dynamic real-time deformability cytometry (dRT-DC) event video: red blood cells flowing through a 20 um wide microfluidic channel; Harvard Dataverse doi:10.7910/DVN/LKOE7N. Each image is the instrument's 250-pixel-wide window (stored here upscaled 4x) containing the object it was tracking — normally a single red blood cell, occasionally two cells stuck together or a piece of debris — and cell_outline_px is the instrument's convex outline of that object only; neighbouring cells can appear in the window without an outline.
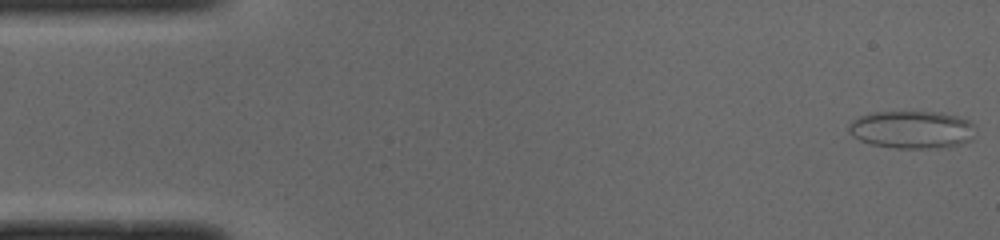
{"species": "common noctule bat (a hibernating species)", "species_latin": "Nyctalus noctula", "temperature_condition": "cold", "stored_images_in_passage": 49, "camera_frame_rate_fps": 3000, "um_per_image_px": 0.085, "animal": {"sex": "male", "body_mass_g": 19.0, "forearm_length_mm": 50.8}, "frame": {"image": 1, "passage_image": 1, "time_ms": 0.0, "image_size_px": [1000, 240], "cell_outline_px": [[976, 128], [972, 140], [948, 148], [896, 148], [872, 144], [860, 140], [848, 132], [848, 124], [860, 116], [872, 112], [940, 112], [956, 116], [968, 120]], "centroid_in_image_um": [77.54, 11.02], "position_along_channel_um": 7.5, "area_um2": 27.98}}
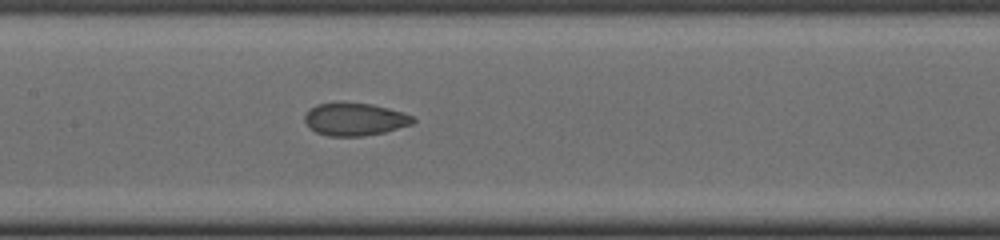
{"frame": {"image": 2, "passage_image": 23, "time_ms": 7.333, "image_size_px": [1000, 240], "cell_outline_px": [[416, 120], [412, 124], [384, 132], [364, 136], [328, 136], [316, 132], [304, 120], [304, 116], [316, 104], [372, 104], [404, 112], [412, 116]], "centroid_in_image_um": [30.2, 10.16], "position_along_channel_um": 177.2, "area_um2": 20.11}}
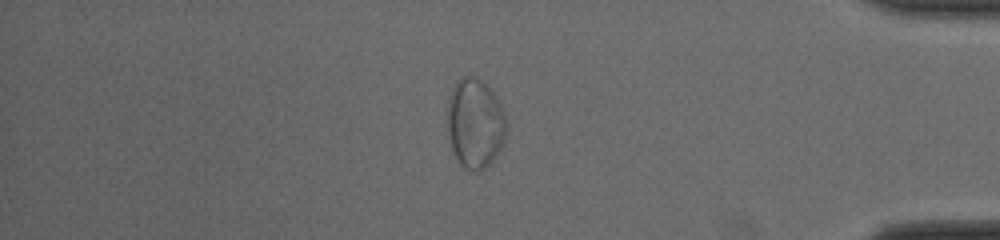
{"frame": {"image": 3, "passage_image": 42, "time_ms": 13.667, "image_size_px": [1000, 240], "cell_outline_px": [[504, 136], [500, 148], [496, 156], [480, 172], [476, 172], [464, 168], [460, 164], [452, 148], [448, 132], [448, 112], [452, 92], [456, 84], [464, 76], [476, 76], [492, 92], [500, 104], [504, 112]], "centroid_in_image_um": [40.37, 10.53], "position_along_channel_um": 394.8, "area_um2": 29.82}}